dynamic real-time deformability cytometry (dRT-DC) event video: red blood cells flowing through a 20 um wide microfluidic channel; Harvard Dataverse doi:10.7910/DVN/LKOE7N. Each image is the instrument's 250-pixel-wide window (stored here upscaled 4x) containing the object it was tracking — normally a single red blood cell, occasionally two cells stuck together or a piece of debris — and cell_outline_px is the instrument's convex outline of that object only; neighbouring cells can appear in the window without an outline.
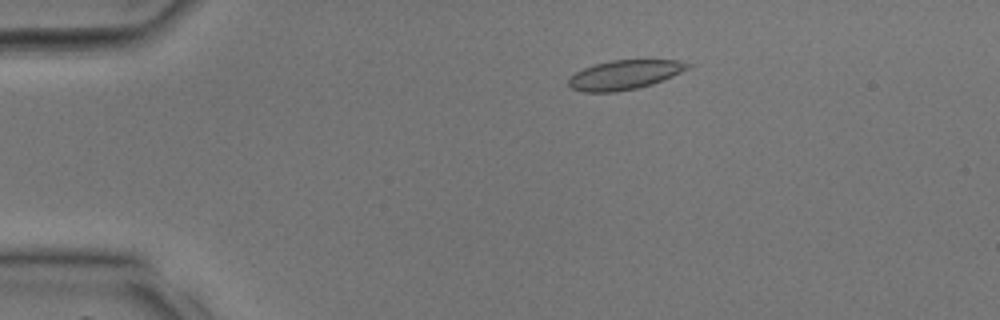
{"species": "common noctule bat (a hibernating species)", "species_latin": "Nyctalus noctula", "temperature_condition": "room temperature", "stored_images_in_passage": 32, "camera_frame_rate_fps": 3000, "um_per_image_px": 0.085, "animal": {"sex": "male", "body_mass_g": 17.9, "forearm_length_mm": 54.2}, "frame": {"image": 1, "passage_image": 4, "time_ms": 1.0, "image_size_px": [1000, 320], "cell_outline_px": [[692, 64], [688, 68], [672, 76], [652, 84], [636, 88], [616, 92], [580, 92], [572, 88], [568, 84], [568, 80], [576, 72], [584, 68], [596, 64], [612, 60], [680, 60]], "centroid_in_image_um": [53.08, 6.36], "position_along_channel_um": 31.9, "area_um2": 20.17}}
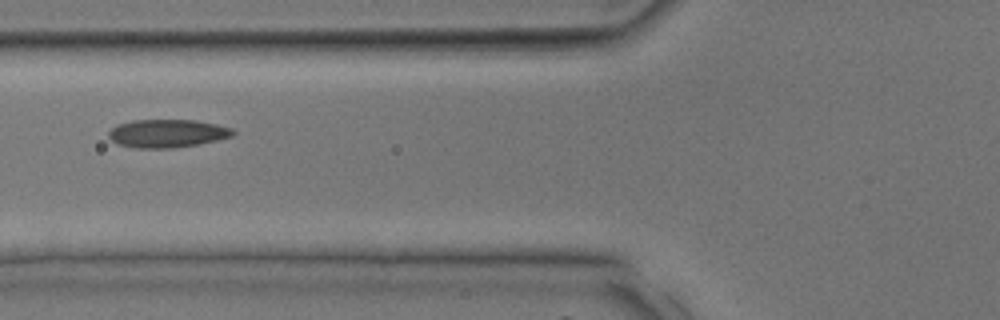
{"frame": {"image": 2, "passage_image": 11, "time_ms": 3.333, "image_size_px": [1000, 320], "cell_outline_px": [[236, 132], [232, 136], [200, 144], [172, 148], [136, 148], [116, 144], [108, 136], [108, 132], [116, 124], [132, 120], [196, 120], [216, 124], [232, 128]], "centroid_in_image_um": [14.2, 11.34], "position_along_channel_um": 111.6, "area_um2": 20.52}}
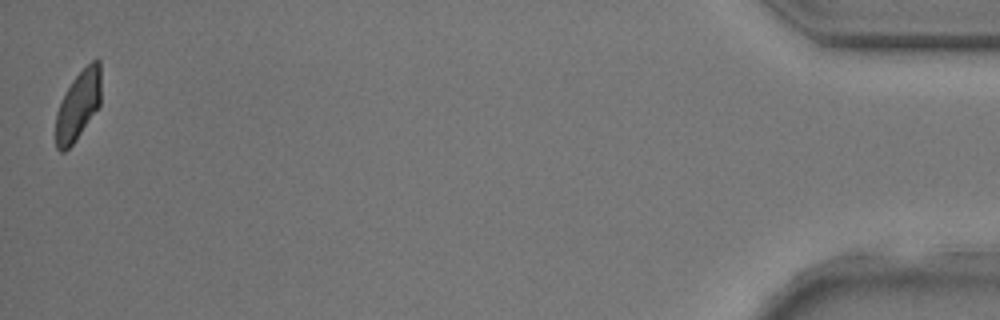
{"frame": {"image": 3, "passage_image": 32, "time_ms": 10.333, "image_size_px": [1000, 320], "cell_outline_px": [[100, 104], [76, 140], [64, 152], [60, 152], [56, 148], [56, 112], [72, 80], [96, 56], [100, 60]], "centroid_in_image_um": [6.65, 8.95], "position_along_channel_um": 428.6, "area_um2": 17.98}}